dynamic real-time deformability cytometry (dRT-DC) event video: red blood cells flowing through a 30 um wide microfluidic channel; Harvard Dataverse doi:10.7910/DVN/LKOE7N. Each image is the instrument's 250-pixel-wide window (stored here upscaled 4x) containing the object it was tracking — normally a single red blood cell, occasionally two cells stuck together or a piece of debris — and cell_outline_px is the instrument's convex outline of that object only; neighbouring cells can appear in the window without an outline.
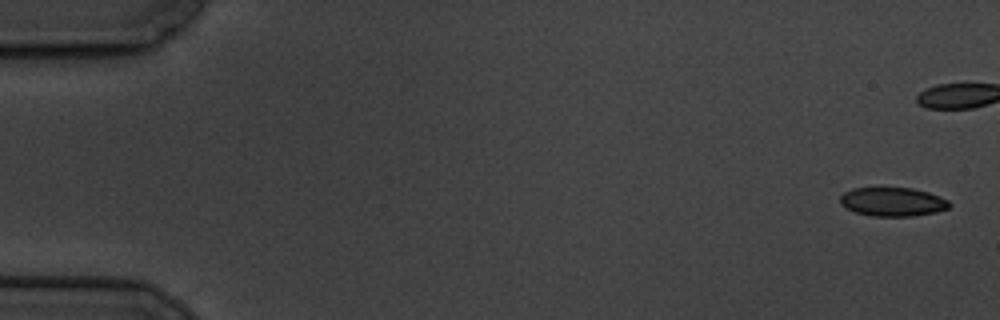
{"species": "common noctule bat (a hibernating species)", "species_latin": "Nyctalus noctula", "temperature_condition": "cold", "stored_images_in_passage": 9, "camera_frame_rate_fps": 3000, "um_per_image_px": 0.085, "animal": {"sex": "male", "body_mass_g": 19.5, "forearm_length_mm": 54.6}, "frame": {"image": 1, "passage_image": 1, "time_ms": 0.0, "image_size_px": [1000, 320], "cell_outline_px": [[952, 204], [948, 208], [936, 212], [912, 216], [872, 216], [856, 212], [840, 204], [840, 196], [844, 192], [852, 188], [880, 184], [912, 188], [928, 192], [940, 196], [948, 200]], "centroid_in_image_um": [75.85, 17.09], "position_along_channel_um": 9.2, "area_um2": 19.19}}
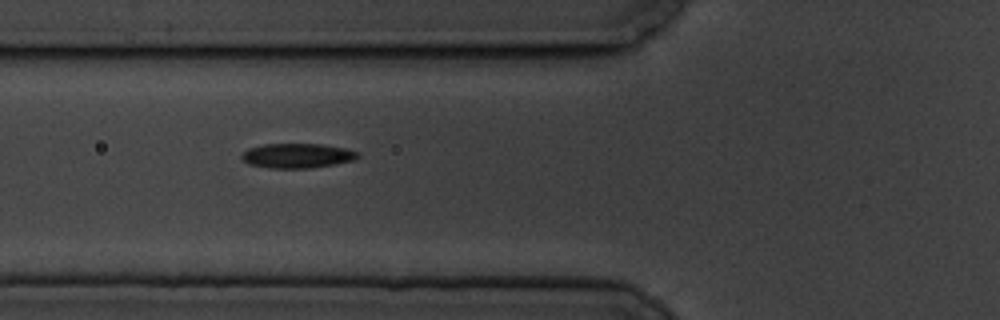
{"frame": {"image": 2, "passage_image": 8, "time_ms": 8.0, "image_size_px": [1000, 320], "cell_outline_px": [[360, 156], [352, 160], [336, 164], [312, 168], [272, 168], [248, 164], [240, 156], [248, 148], [264, 144], [320, 144], [344, 148], [360, 152]], "centroid_in_image_um": [25.27, 13.23], "position_along_channel_um": 100.5, "area_um2": 16.65}}
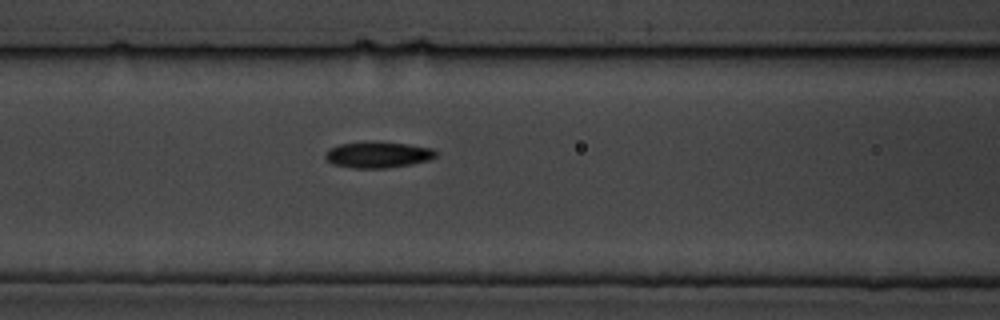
{"frame": {"image": 3, "passage_image": 9, "time_ms": 9.0, "image_size_px": [1000, 320], "cell_outline_px": [[436, 156], [428, 160], [412, 164], [388, 168], [352, 168], [332, 164], [324, 156], [324, 152], [328, 148], [340, 144], [372, 140], [408, 144], [432, 148], [436, 152]], "centroid_in_image_um": [32.08, 13.14], "position_along_channel_um": 134.5, "area_um2": 17.17}}